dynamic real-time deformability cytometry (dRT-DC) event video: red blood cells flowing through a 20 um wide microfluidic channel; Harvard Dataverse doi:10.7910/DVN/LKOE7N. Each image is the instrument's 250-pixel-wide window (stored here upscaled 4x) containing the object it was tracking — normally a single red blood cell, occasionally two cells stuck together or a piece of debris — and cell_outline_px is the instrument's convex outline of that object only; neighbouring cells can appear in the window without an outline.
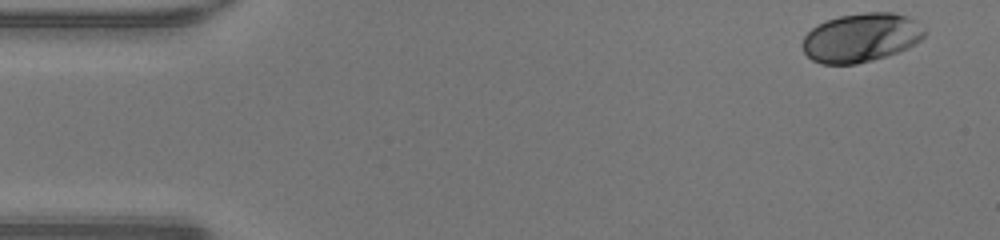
{"species": "human", "species_latin": "Homo sapiens", "temperature_condition": "warm", "stored_images_in_passage": 46, "camera_frame_rate_fps": 3000, "um_per_image_px": 0.085, "donor": {"sex": "male"}, "frame": {"image": 1, "passage_image": 1, "time_ms": 0.0, "image_size_px": [1000, 240], "cell_outline_px": [[924, 36], [920, 40], [908, 48], [872, 60], [856, 64], [820, 64], [812, 60], [804, 52], [800, 44], [804, 36], [816, 24], [840, 16], [864, 12], [892, 12], [904, 16], [912, 20], [924, 32]], "centroid_in_image_um": [73.1, 3.21], "position_along_channel_um": 11.9, "area_um2": 34.39}}
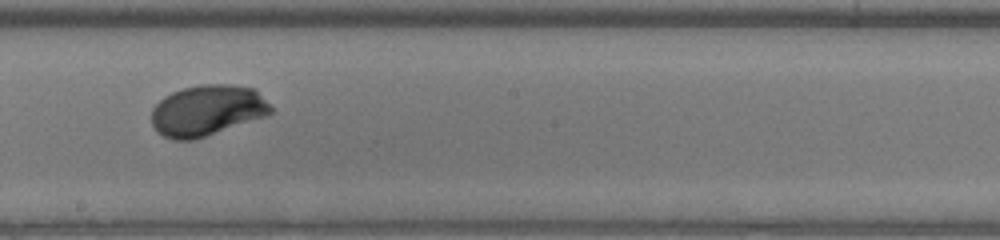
{"frame": {"image": 2, "passage_image": 25, "time_ms": 8.0, "image_size_px": [1000, 240], "cell_outline_px": [[276, 112], [268, 116], [192, 140], [172, 140], [156, 132], [152, 124], [152, 108], [164, 96], [172, 92], [184, 88], [204, 84], [228, 84], [256, 88]], "centroid_in_image_um": [17.64, 9.38], "position_along_channel_um": 230.6, "area_um2": 35.6}}
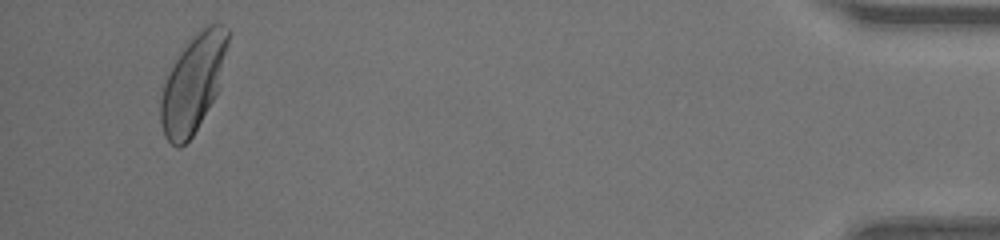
{"frame": {"image": 3, "passage_image": 44, "time_ms": 14.333, "image_size_px": [1000, 240], "cell_outline_px": [[232, 32], [216, 92], [212, 100], [192, 136], [180, 148], [176, 148], [164, 136], [160, 120], [160, 96], [164, 84], [176, 60], [184, 48], [208, 24], [220, 24], [228, 28]], "centroid_in_image_um": [16.41, 7.1], "position_along_channel_um": 418.8, "area_um2": 36.93}, "authors_computed_cell_mechanics": {"area_um2": 34.4777, "velocity_mm_per_s": 4.2927, "shape_relaxation_time_tau1_ms": 2.4296, "shape_relaxation_time_tau2_ms": null, "deformation_change_tau1": 0.1454, "deformation_change_tau2": null}}